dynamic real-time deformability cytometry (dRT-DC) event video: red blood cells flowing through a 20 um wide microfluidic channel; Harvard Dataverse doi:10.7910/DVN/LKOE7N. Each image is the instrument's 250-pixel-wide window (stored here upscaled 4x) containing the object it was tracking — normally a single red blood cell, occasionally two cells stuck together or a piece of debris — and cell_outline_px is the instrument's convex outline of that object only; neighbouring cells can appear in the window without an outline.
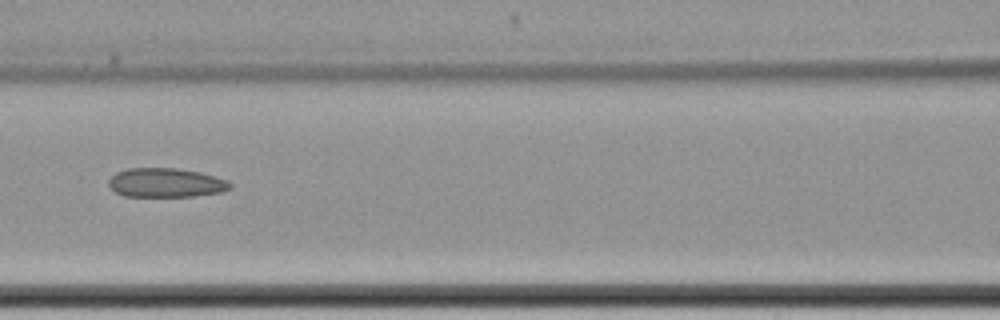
{"species": "common noctule bat (a hibernating species)", "species_latin": "Nyctalus noctula", "temperature_condition": "cold", "stored_images_in_passage": 15, "camera_frame_rate_fps": 3000, "um_per_image_px": 0.085, "animal": {"sex": "female", "body_mass_g": 22.7, "forearm_length_mm": 54.2}, "frame": {"image": 1, "passage_image": 7, "time_ms": 8.333, "image_size_px": [1000, 320], "cell_outline_px": [[232, 188], [224, 192], [192, 196], [124, 196], [116, 192], [108, 184], [108, 180], [116, 172], [128, 168], [176, 168], [200, 172], [216, 176], [228, 180], [232, 184]], "centroid_in_image_um": [14.14, 15.53], "position_along_channel_um": 152.5, "area_um2": 20.75}}
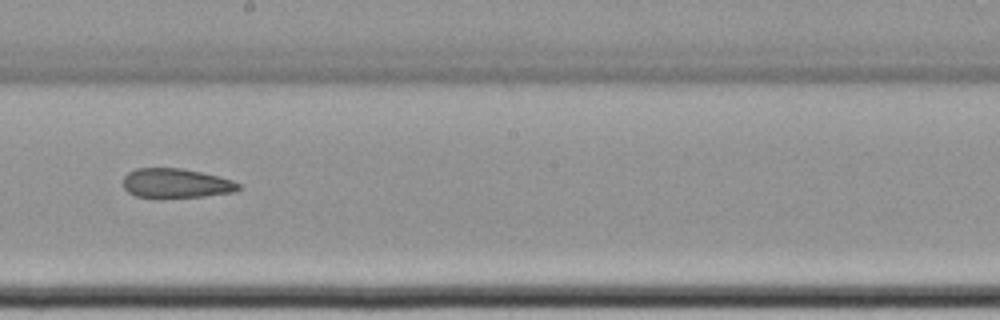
{"frame": {"image": 2, "passage_image": 9, "time_ms": 10.667, "image_size_px": [1000, 320], "cell_outline_px": [[240, 188], [236, 192], [204, 196], [160, 200], [156, 200], [136, 196], [128, 192], [124, 188], [124, 176], [128, 172], [136, 168], [180, 168], [200, 172], [232, 180], [240, 184]], "centroid_in_image_um": [14.93, 15.62], "position_along_channel_um": 233.3, "area_um2": 20.35}}